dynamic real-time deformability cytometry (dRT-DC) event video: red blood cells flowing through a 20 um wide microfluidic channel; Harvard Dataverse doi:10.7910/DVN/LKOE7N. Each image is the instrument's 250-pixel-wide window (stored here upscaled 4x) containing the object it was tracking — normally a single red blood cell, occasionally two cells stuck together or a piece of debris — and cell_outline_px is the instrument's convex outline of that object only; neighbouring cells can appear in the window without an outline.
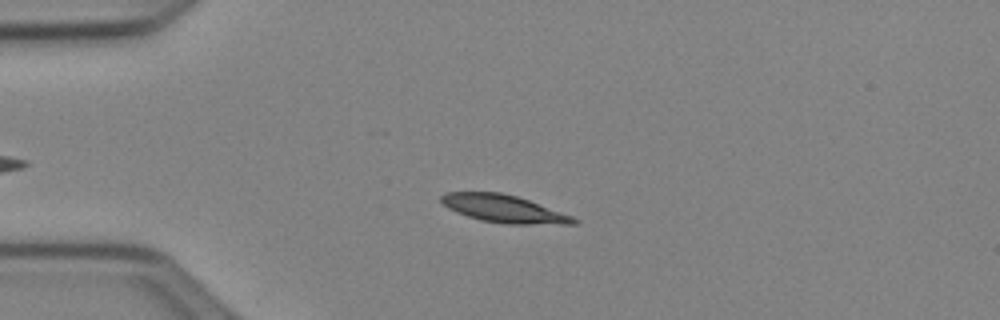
{"species": "Egyptian fruit bat (a non-hibernating species)", "species_latin": "Rousettus aegyptiacus", "temperature_condition": "cold", "stored_images_in_passage": 42, "camera_frame_rate_fps": 3000, "um_per_image_px": 0.085, "animal": {"sex": "female"}, "frame": {"image": 1, "passage_image": 12, "time_ms": 3.667, "image_size_px": [1000, 320], "cell_outline_px": [[580, 224], [504, 224], [480, 220], [456, 212], [448, 208], [440, 200], [440, 196], [444, 192], [500, 192], [516, 196], [528, 200], [572, 216], [580, 220]], "centroid_in_image_um": [42.82, 17.75], "position_along_channel_um": 42.2, "area_um2": 21.27}}
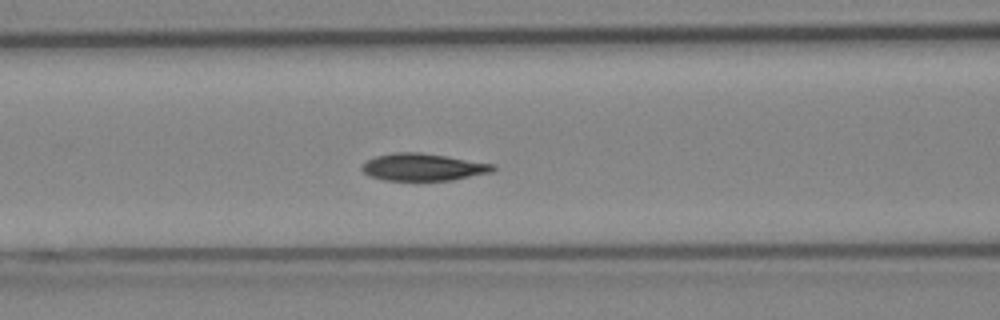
{"frame": {"image": 2, "passage_image": 21, "time_ms": 6.667, "image_size_px": [1000, 320], "cell_outline_px": [[496, 168], [492, 172], [452, 180], [384, 180], [368, 176], [360, 168], [368, 160], [376, 156], [392, 152], [420, 152], [448, 156], [496, 164]], "centroid_in_image_um": [35.98, 14.2], "position_along_channel_um": 130.6, "area_um2": 20.92}}
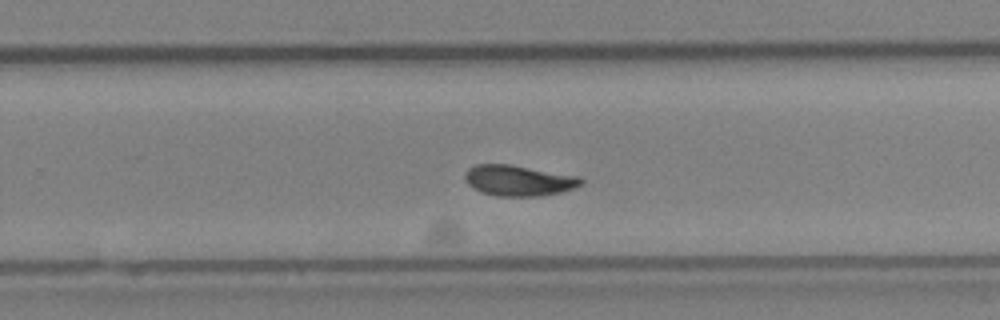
{"frame": {"image": 3, "passage_image": 33, "time_ms": 10.667, "image_size_px": [1000, 320], "cell_outline_px": [[584, 184], [560, 192], [540, 196], [496, 196], [484, 192], [468, 184], [464, 176], [468, 168], [476, 164], [508, 164], [580, 176], [584, 180]], "centroid_in_image_um": [44.12, 15.33], "position_along_channel_um": 285.7, "area_um2": 20.63}, "authors_computed_cell_mechanics": {"area_um2": 20.7502, "velocity_mm_per_s": 3.8898, "shape_relaxation_time_tau1_ms": 2.1773, "shape_relaxation_time_tau2_ms": 2.4799, "deformation_change_tau1": 0.1123, "deformation_change_tau2": 0.0676}}